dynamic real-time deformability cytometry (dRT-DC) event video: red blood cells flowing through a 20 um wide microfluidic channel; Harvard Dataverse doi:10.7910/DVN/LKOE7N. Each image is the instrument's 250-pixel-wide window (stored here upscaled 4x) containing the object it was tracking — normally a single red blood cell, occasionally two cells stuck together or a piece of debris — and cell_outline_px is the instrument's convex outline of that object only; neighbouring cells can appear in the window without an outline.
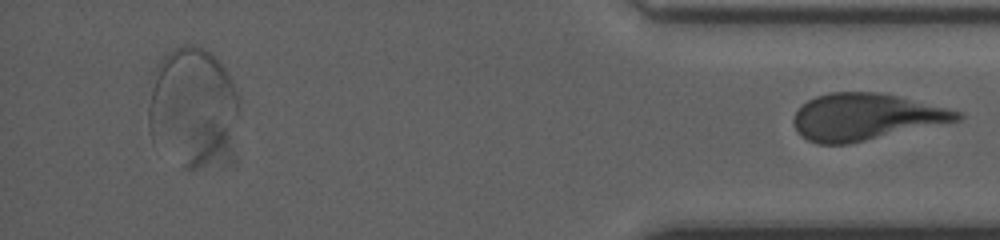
{"species": "human", "species_latin": "Homo sapiens", "temperature_condition": "cold", "stored_images_in_passage": 31, "segment_of_instrument_passage": [2, 2], "camera_frame_rate_fps": 3000, "um_per_image_px": 0.085, "donor": {"sex": "female"}, "frame": {"image": 1, "passage_image": 31, "time_ms": 10.0, "image_size_px": [1000, 240], "cell_outline_px": [[964, 116], [960, 120], [848, 144], [820, 144], [808, 140], [796, 128], [792, 120], [796, 112], [808, 100], [816, 96], [832, 92], [876, 92], [896, 96], [948, 108], [964, 112]], "centroid_in_image_um": [73.6, 9.93], "position_along_channel_um": 361.6, "area_um2": 43.93}}